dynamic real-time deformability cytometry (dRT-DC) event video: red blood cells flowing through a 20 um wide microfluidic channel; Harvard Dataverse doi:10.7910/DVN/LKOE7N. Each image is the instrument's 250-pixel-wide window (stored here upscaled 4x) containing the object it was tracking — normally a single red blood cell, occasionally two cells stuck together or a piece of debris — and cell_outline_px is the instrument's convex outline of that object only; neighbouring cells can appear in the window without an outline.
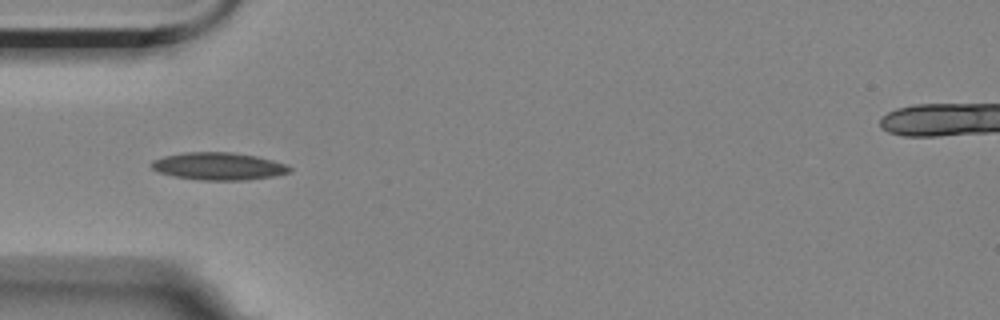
{"species": "Egyptian fruit bat (a non-hibernating species)", "species_latin": "Rousettus aegyptiacus", "temperature_condition": "room temperature", "stored_images_in_passage": 14, "camera_frame_rate_fps": 3000, "um_per_image_px": 0.085, "animal": {"sex": "female"}, "frame": {"image": 1, "passage_image": 4, "time_ms": 4.333, "image_size_px": [1000, 320], "cell_outline_px": [[292, 172], [276, 176], [248, 180], [200, 180], [172, 176], [156, 172], [148, 164], [152, 160], [164, 156], [184, 152], [232, 152], [256, 156], [288, 164], [292, 168]], "centroid_in_image_um": [18.57, 14.13], "position_along_channel_um": 66.4, "area_um2": 22.54}}
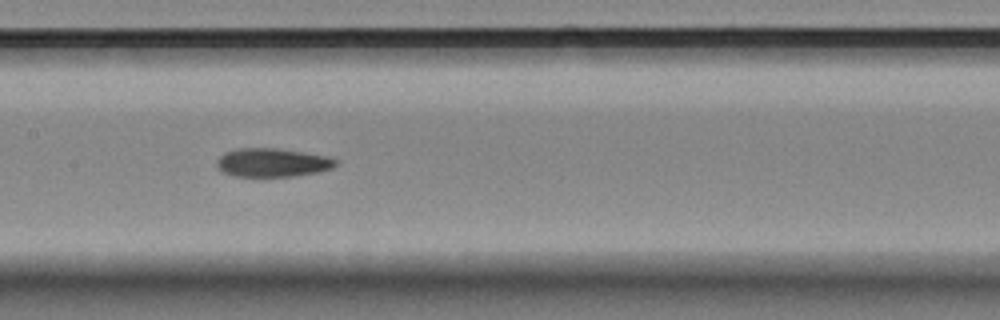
{"frame": {"image": 2, "passage_image": 7, "time_ms": 7.667, "image_size_px": [1000, 320], "cell_outline_px": [[340, 160], [332, 168], [320, 172], [292, 176], [236, 176], [224, 172], [216, 164], [216, 160], [224, 152], [240, 148], [276, 148], [328, 156]], "centroid_in_image_um": [23.19, 13.81], "position_along_channel_um": 184.2, "area_um2": 19.77}}
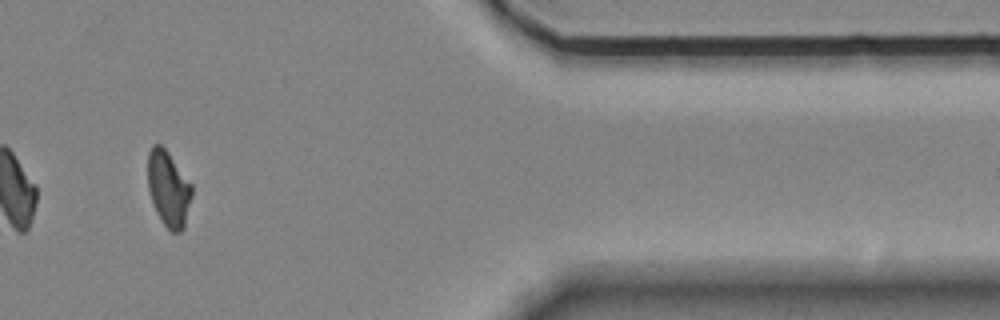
{"frame": {"image": 3, "passage_image": 12, "time_ms": 14.667, "image_size_px": [1000, 320], "cell_outline_px": [[192, 196], [184, 228], [180, 232], [172, 232], [160, 220], [156, 212], [148, 188], [148, 152], [152, 144], [160, 144], [168, 152], [192, 184]], "centroid_in_image_um": [14.32, 16.04], "position_along_channel_um": 397.1, "area_um2": 19.42}, "authors_computed_cell_mechanics": {"area_um2": 20.1144, "velocity_mm_per_s": 3.5176, "shape_relaxation_time_tau1_ms": null, "shape_relaxation_time_tau2_ms": 7.6154, "deformation_change_tau1": null, "deformation_change_tau2": 0.1114}}